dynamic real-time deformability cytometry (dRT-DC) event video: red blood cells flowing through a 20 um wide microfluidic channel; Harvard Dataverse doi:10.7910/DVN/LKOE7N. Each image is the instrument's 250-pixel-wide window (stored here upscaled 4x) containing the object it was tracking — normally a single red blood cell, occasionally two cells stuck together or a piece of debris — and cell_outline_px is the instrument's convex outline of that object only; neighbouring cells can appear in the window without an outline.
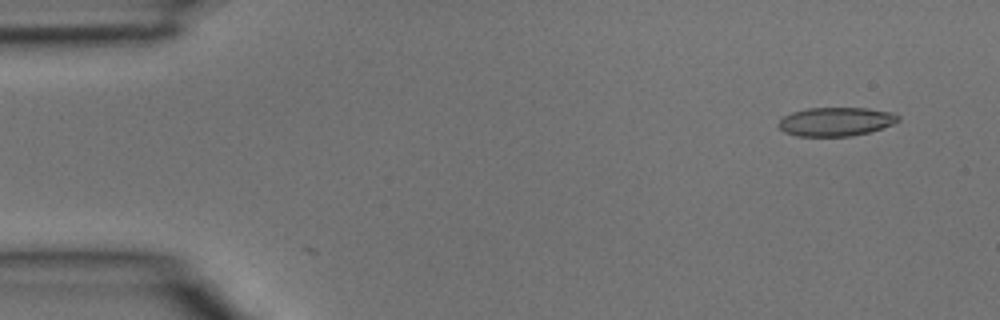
{"species": "common noctule bat (a hibernating species)", "species_latin": "Nyctalus noctula", "temperature_condition": "room temperature", "stored_images_in_passage": 2, "camera_frame_rate_fps": 3000, "um_per_image_px": 0.085, "animal": {"sex": "male", "body_mass_g": 15.6}, "frame": {"image": 1, "passage_image": 2, "time_ms": 0.333, "image_size_px": [1000, 320], "cell_outline_px": [[900, 120], [892, 124], [868, 132], [848, 136], [796, 136], [784, 132], [776, 124], [784, 116], [792, 112], [808, 108], [868, 108], [892, 112], [900, 116]], "centroid_in_image_um": [71.03, 10.33], "position_along_channel_um": 14.0, "area_um2": 20.0}}